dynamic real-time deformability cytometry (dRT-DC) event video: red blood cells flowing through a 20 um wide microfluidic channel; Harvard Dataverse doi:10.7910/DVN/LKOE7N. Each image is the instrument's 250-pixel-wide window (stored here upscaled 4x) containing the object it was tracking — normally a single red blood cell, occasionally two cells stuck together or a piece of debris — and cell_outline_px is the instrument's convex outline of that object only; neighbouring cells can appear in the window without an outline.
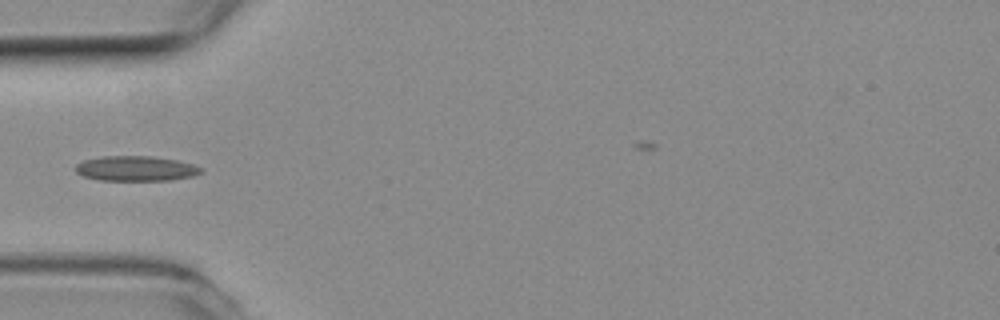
{"species": "common noctule bat (a hibernating species)", "species_latin": "Nyctalus noctula", "temperature_condition": "room temperature", "stored_images_in_passage": 6, "camera_frame_rate_fps": 3000, "um_per_image_px": 0.085, "animal": {"sex": "female", "body_mass_g": 19.3, "forearm_length_mm": 54.1}, "frame": {"image": 1, "passage_image": 5, "time_ms": 1.333, "image_size_px": [1000, 320], "cell_outline_px": [[204, 172], [192, 176], [172, 180], [100, 180], [84, 176], [76, 172], [76, 164], [84, 160], [104, 156], [152, 156], [176, 160], [192, 164], [204, 168]], "centroid_in_image_um": [11.59, 14.32], "position_along_channel_um": 73.4, "area_um2": 18.26}}
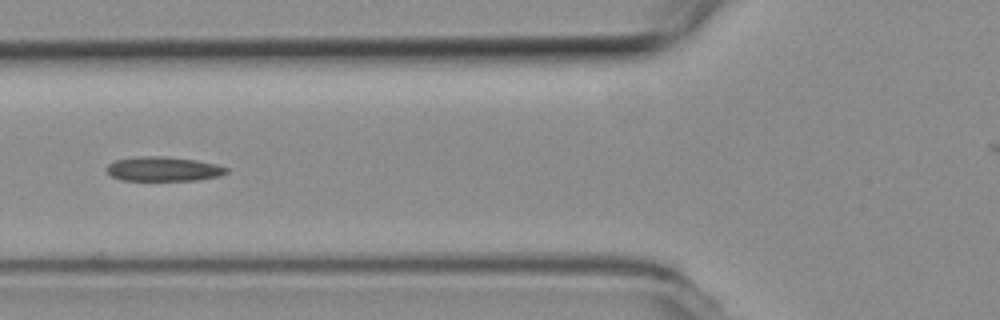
{"frame": {"image": 2, "passage_image": 6, "time_ms": 1.667, "image_size_px": [1000, 320], "cell_outline_px": [[228, 172], [220, 176], [196, 180], [120, 180], [112, 176], [108, 172], [108, 164], [116, 160], [136, 156], [168, 156], [196, 160], [216, 164], [228, 168]], "centroid_in_image_um": [13.91, 14.35], "position_along_channel_um": 111.9, "area_um2": 17.05}}